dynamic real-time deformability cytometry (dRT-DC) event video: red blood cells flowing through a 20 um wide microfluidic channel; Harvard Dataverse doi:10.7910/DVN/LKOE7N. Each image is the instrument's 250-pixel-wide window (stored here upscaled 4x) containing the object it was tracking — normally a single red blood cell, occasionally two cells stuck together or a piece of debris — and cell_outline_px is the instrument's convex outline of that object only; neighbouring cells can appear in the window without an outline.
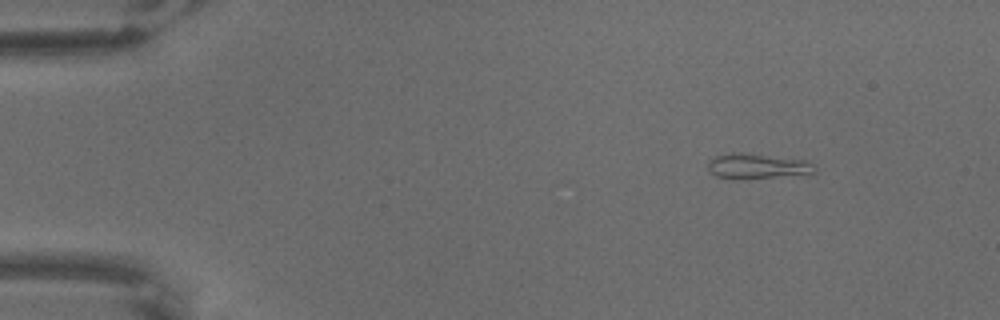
{"species": "common noctule bat (a hibernating species)", "species_latin": "Nyctalus noctula", "temperature_condition": "warm", "stored_images_in_passage": 51, "camera_frame_rate_fps": 3000, "um_per_image_px": 0.085, "animal": {"sex": "male", "body_mass_g": 18.8}, "frame": {"image": 1, "passage_image": 1, "time_ms": 0.0, "image_size_px": [1000, 320], "cell_outline_px": [[816, 172], [740, 180], [732, 180], [716, 176], [708, 168], [708, 160], [716, 156], [732, 152], [740, 152], [808, 160], [816, 168]], "centroid_in_image_um": [64.32, 14.12], "position_along_channel_um": 20.7, "area_um2": 15.72}}
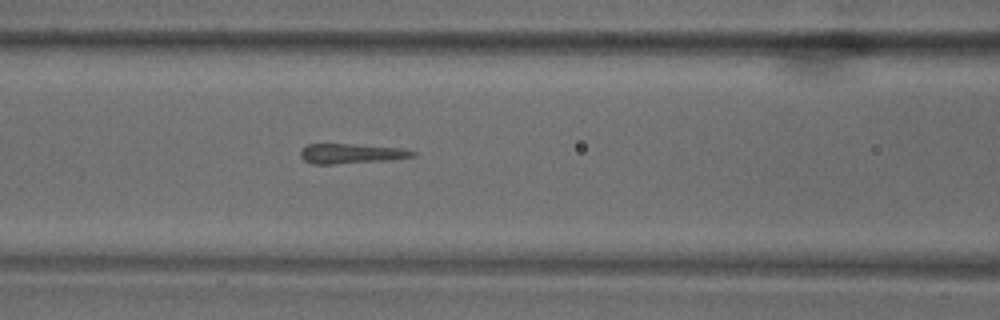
{"frame": {"image": 2, "passage_image": 21, "time_ms": 6.667, "image_size_px": [1000, 320], "cell_outline_px": [[416, 156], [392, 160], [332, 164], [312, 164], [304, 160], [300, 156], [300, 152], [308, 144], [348, 144], [404, 148], [416, 152]], "centroid_in_image_um": [29.89, 13.06], "position_along_channel_um": 136.7, "area_um2": 13.01}}
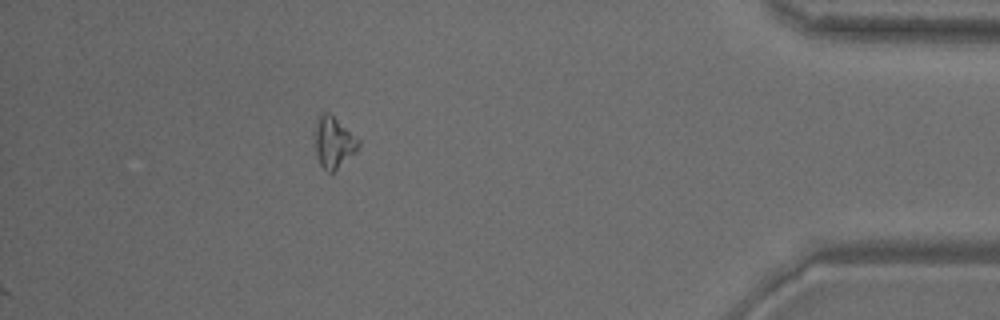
{"frame": {"image": 3, "passage_image": 51, "time_ms": 16.667, "image_size_px": [1000, 320], "cell_outline_px": [[360, 144], [332, 172], [328, 172], [320, 164], [316, 156], [312, 132], [316, 116], [320, 112], [328, 112], [360, 140]], "centroid_in_image_um": [28.24, 12.01], "position_along_channel_um": 407.0, "area_um2": 12.95}}